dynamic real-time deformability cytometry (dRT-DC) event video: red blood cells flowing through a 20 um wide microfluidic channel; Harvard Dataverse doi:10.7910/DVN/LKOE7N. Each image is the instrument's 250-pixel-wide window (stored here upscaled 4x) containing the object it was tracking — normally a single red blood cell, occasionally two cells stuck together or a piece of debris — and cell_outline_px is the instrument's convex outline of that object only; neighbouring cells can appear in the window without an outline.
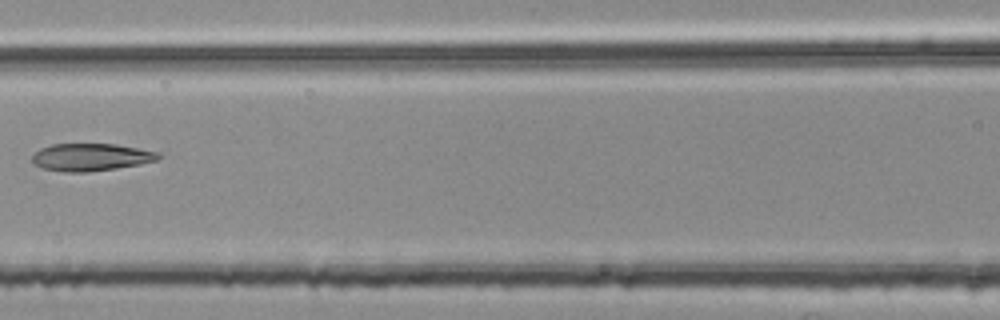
{"species": "common noctule bat (a hibernating species)", "species_latin": "Nyctalus noctula", "temperature_condition": "room temperature", "stored_images_in_passage": 5, "segment_of_instrument_passage": [1, 2], "camera_frame_rate_fps": 3000, "um_per_image_px": 0.085, "animal": {"sex": "female", "body_mass_g": 25.1}, "frame": {"image": 1, "passage_image": 4, "time_ms": 1.0, "image_size_px": [1000, 320], "cell_outline_px": [[160, 160], [140, 164], [116, 168], [88, 172], [64, 172], [44, 168], [36, 164], [32, 160], [32, 156], [40, 148], [52, 144], [116, 144], [160, 152]], "centroid_in_image_um": [7.77, 13.35], "position_along_channel_um": 158.8, "area_um2": 20.17}}